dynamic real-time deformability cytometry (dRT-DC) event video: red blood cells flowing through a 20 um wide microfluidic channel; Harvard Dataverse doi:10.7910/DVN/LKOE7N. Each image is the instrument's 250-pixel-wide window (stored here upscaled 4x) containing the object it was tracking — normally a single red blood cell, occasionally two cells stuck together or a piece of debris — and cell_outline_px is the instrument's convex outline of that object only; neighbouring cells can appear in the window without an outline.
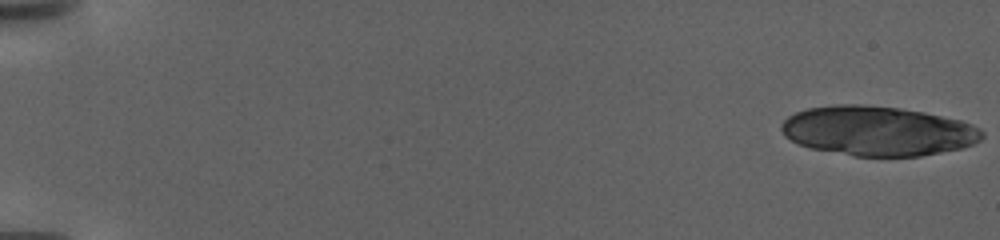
{"species": "human", "species_latin": "Homo sapiens", "temperature_condition": "warm", "stored_images_in_passage": 45, "camera_frame_rate_fps": 3000, "um_per_image_px": 0.085, "donor": {"sex": "female"}, "frame": {"image": 1, "passage_image": 1, "time_ms": 0.0, "image_size_px": [1000, 240], "cell_outline_px": [[984, 136], [980, 140], [972, 144], [960, 148], [920, 156], [856, 156], [812, 148], [800, 144], [784, 136], [780, 128], [780, 124], [788, 116], [796, 112], [808, 108], [832, 104], [864, 104], [900, 108], [924, 112], [960, 120], [972, 124], [980, 128], [984, 132]], "centroid_in_image_um": [74.6, 11.11], "position_along_channel_um": 10.4, "area_um2": 57.97}}